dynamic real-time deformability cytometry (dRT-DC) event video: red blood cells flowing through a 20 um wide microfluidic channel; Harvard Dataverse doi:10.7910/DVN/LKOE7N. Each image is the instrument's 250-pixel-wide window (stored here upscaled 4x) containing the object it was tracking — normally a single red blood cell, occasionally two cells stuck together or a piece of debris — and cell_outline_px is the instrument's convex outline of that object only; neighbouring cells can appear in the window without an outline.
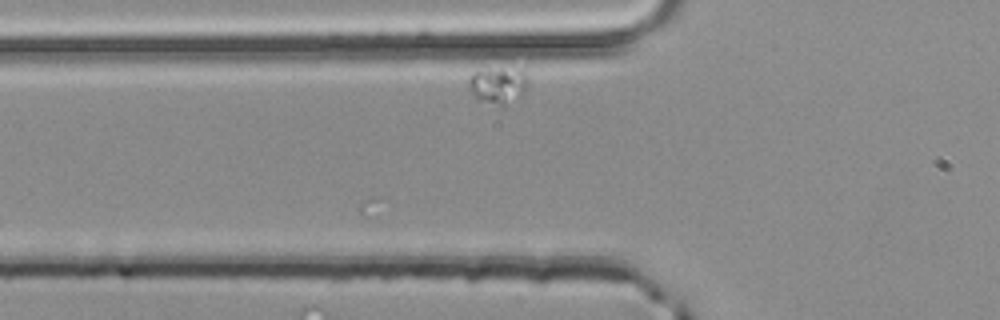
{"species": "common noctule bat (a hibernating species)", "species_latin": "Nyctalus noctula", "temperature_condition": "room temperature", "stored_images_in_passage": 5, "camera_frame_rate_fps": 3000, "um_per_image_px": 0.085, "animal": {"sex": "male", "body_mass_g": 20.4}, "frame": {"image": 1, "passage_image": 3, "time_ms": 0.667, "image_size_px": [1000, 320], "cell_outline_px": [[528, 64], [524, 96], [504, 108], [476, 100], [468, 88], [468, 76], [472, 72], [488, 68]], "centroid_in_image_um": [42.4, 7.2], "position_along_channel_um": 83.4, "area_um2": 14.22}}